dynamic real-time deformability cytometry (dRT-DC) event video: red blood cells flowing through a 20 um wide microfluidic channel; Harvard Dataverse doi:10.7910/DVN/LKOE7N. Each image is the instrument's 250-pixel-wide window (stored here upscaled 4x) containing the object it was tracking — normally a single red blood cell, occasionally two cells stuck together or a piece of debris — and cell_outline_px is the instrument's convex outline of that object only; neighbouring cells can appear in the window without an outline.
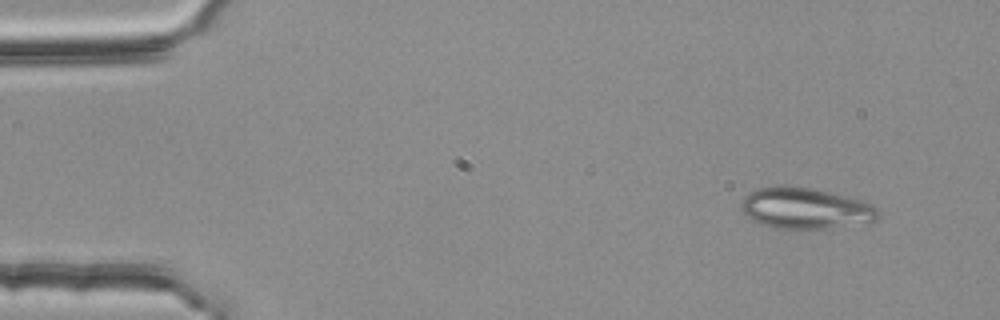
{"species": "common noctule bat (a hibernating species)", "species_latin": "Nyctalus noctula", "temperature_condition": "room temperature", "stored_images_in_passage": 3, "camera_frame_rate_fps": 3000, "um_per_image_px": 0.085, "animal": {"sex": "female", "body_mass_g": 25.1}, "frame": {"image": 1, "passage_image": 1, "time_ms": 0.0, "image_size_px": [1000, 320], "cell_outline_px": [[880, 216], [872, 224], [792, 232], [760, 224], [752, 220], [740, 208], [740, 200], [748, 192], [760, 188], [776, 184], [784, 184], [812, 188], [860, 200], [872, 204], [880, 212]], "centroid_in_image_um": [68.46, 17.74], "position_along_channel_um": 16.5, "area_um2": 34.22}}